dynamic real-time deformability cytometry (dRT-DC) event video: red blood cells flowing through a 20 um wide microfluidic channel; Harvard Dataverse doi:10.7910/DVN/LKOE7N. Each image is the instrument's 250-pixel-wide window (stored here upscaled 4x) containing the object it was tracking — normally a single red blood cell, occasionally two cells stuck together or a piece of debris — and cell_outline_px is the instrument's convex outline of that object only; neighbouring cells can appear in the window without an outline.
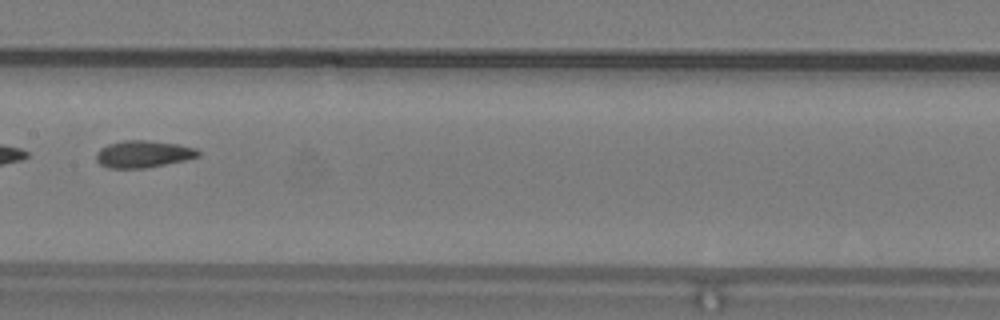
{"species": "common noctule bat (a hibernating species)", "species_latin": "Nyctalus noctula", "temperature_condition": "warm", "stored_images_in_passage": 48, "camera_frame_rate_fps": 3000, "um_per_image_px": 0.085, "animal": {"sex": "male", "body_mass_g": 19.2, "forearm_length_mm": 51.8}, "frame": {"image": 1, "passage_image": 26, "time_ms": 8.333, "image_size_px": [1000, 320], "cell_outline_px": [[200, 156], [184, 160], [144, 168], [108, 168], [100, 164], [96, 160], [96, 152], [100, 148], [108, 144], [124, 140], [148, 140], [176, 144], [196, 148], [200, 152]], "centroid_in_image_um": [12.15, 13.09], "position_along_channel_um": 195.3, "area_um2": 16.01}, "authors_computed_cell_mechanics": {"area_um2": 16.9643, "velocity_mm_per_s": 4.2202, "shape_relaxation_time_tau1_ms": null, "shape_relaxation_time_tau2_ms": 2.2837, "deformation_change_tau1": null, "deformation_change_tau2": 0.0956}}